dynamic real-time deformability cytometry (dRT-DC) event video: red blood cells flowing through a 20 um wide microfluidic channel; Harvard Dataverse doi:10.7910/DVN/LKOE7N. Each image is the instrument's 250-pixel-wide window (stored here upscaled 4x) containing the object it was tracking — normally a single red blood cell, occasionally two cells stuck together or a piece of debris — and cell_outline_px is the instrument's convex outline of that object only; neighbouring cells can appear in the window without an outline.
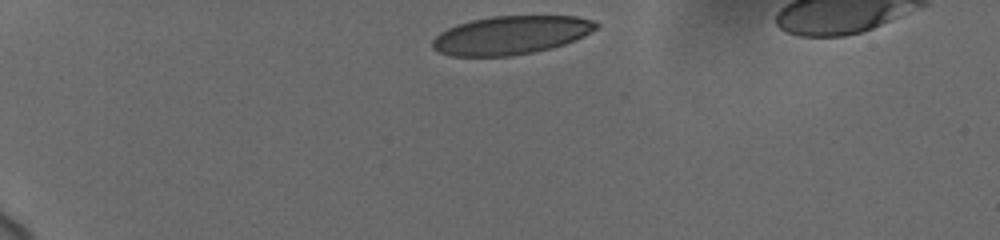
{"species": "human", "species_latin": "Homo sapiens", "temperature_condition": "cold", "stored_images_in_passage": 8, "camera_frame_rate_fps": 3000, "um_per_image_px": 0.085, "donor": {"sex": "female"}, "frame": {"image": 1, "passage_image": 1, "time_ms": 0.0, "image_size_px": [1000, 240], "cell_outline_px": [[600, 24], [596, 28], [584, 36], [576, 40], [552, 48], [512, 56], [452, 56], [440, 52], [432, 48], [432, 40], [440, 32], [456, 24], [472, 20], [492, 16], [576, 16], [592, 20]], "centroid_in_image_um": [43.42, 2.99], "position_along_channel_um": 41.6, "area_um2": 36.7}}
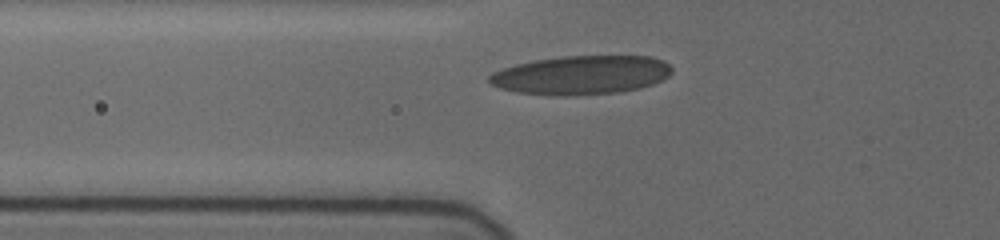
{"frame": {"image": 2, "passage_image": 7, "time_ms": 2.667, "image_size_px": [1000, 240], "cell_outline_px": [[672, 72], [668, 76], [652, 84], [640, 88], [620, 92], [564, 96], [560, 96], [516, 92], [500, 88], [492, 84], [488, 80], [488, 76], [492, 72], [516, 64], [536, 60], [564, 56], [648, 56], [664, 60], [672, 68]], "centroid_in_image_um": [49.41, 6.38], "position_along_channel_um": 76.4, "area_um2": 41.27}}
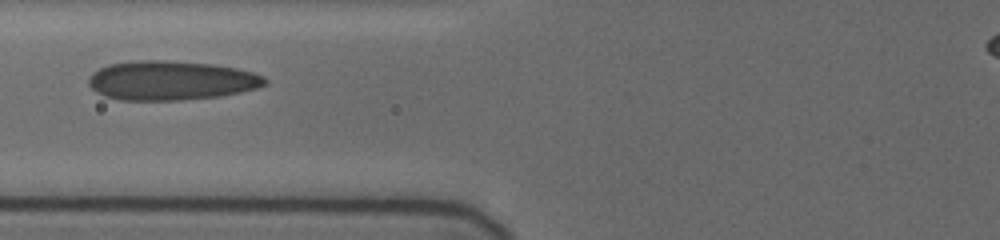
{"frame": {"image": 3, "passage_image": 8, "time_ms": 3.667, "image_size_px": [1000, 240], "cell_outline_px": [[268, 80], [264, 84], [256, 88], [240, 92], [220, 96], [180, 100], [124, 100], [104, 96], [96, 92], [88, 84], [88, 76], [92, 72], [100, 68], [112, 64], [128, 60], [168, 60], [212, 64], [236, 68], [252, 72], [264, 76]], "centroid_in_image_um": [14.51, 6.83], "position_along_channel_um": 111.3, "area_um2": 40.46}}